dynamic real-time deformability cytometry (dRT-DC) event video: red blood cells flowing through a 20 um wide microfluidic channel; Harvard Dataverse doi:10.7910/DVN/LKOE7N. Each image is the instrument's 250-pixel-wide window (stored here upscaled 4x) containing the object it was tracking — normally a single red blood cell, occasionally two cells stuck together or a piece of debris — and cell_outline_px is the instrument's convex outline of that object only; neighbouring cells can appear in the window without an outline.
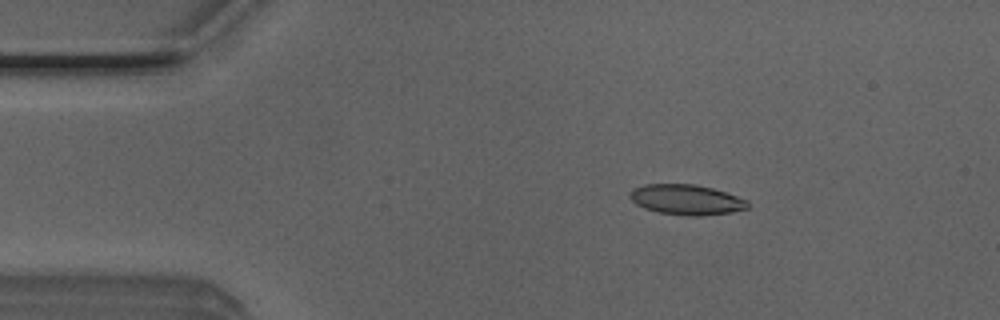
{"species": "Egyptian fruit bat (a non-hibernating species)", "species_latin": "Rousettus aegyptiacus", "temperature_condition": "room temperature", "stored_images_in_passage": 2, "camera_frame_rate_fps": 3000, "um_per_image_px": 0.085, "animal": {"sex": "male"}, "frame": {"image": 1, "passage_image": 1, "time_ms": 0.0, "image_size_px": [1000, 320], "cell_outline_px": [[748, 208], [732, 212], [700, 216], [688, 216], [660, 212], [644, 208], [636, 204], [628, 196], [628, 192], [632, 188], [644, 184], [696, 184], [712, 188], [748, 200]], "centroid_in_image_um": [58.31, 16.96], "position_along_channel_um": 26.7, "area_um2": 20.81}}